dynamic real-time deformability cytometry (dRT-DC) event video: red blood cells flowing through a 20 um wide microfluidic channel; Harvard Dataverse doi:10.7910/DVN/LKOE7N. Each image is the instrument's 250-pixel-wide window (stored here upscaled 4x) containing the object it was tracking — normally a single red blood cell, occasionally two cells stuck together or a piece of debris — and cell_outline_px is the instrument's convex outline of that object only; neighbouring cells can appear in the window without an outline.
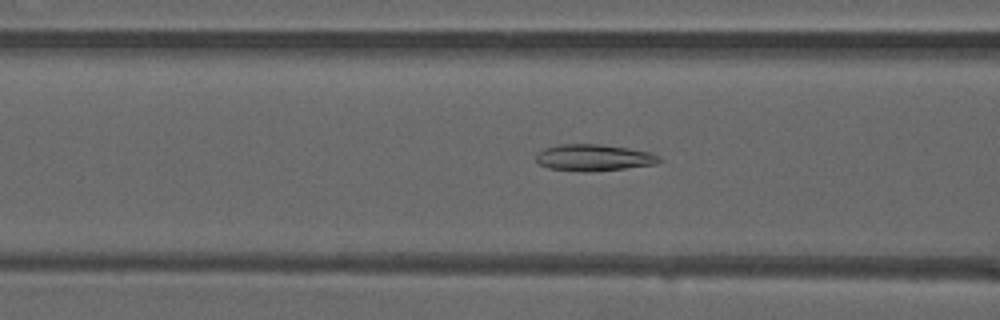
{"species": "common noctule bat (a hibernating species)", "species_latin": "Nyctalus noctula", "temperature_condition": "warm", "stored_images_in_passage": 41, "camera_frame_rate_fps": 3000, "um_per_image_px": 0.085, "animal": {"sex": "male", "forearm_length_mm": 52.5}, "frame": {"image": 1, "passage_image": 10, "time_ms": 3.0, "image_size_px": [1000, 320], "cell_outline_px": [[664, 160], [656, 164], [624, 168], [588, 172], [584, 172], [548, 168], [540, 164], [536, 160], [536, 152], [544, 148], [560, 144], [600, 144], [628, 148], [652, 152], [660, 156]], "centroid_in_image_um": [50.49, 13.39], "position_along_channel_um": 116.1, "area_um2": 19.25}}
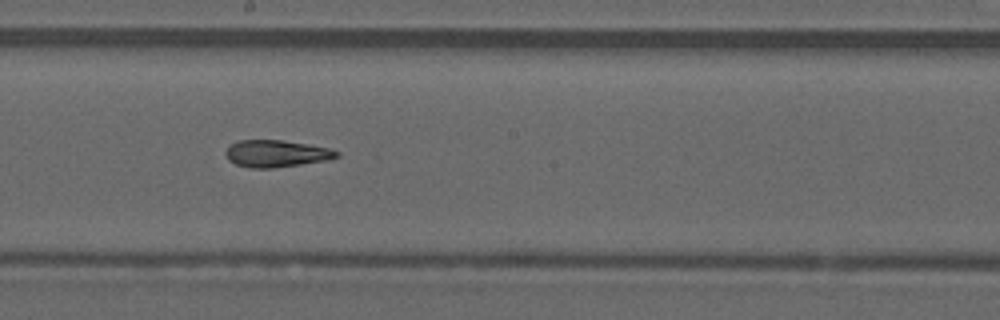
{"frame": {"image": 2, "passage_image": 18, "time_ms": 5.667, "image_size_px": [1000, 320], "cell_outline_px": [[340, 156], [328, 160], [272, 168], [252, 168], [236, 164], [228, 160], [224, 152], [232, 144], [240, 140], [280, 140], [308, 144], [328, 148], [340, 152]], "centroid_in_image_um": [23.5, 13.05], "position_along_channel_um": 224.7, "area_um2": 17.34}}
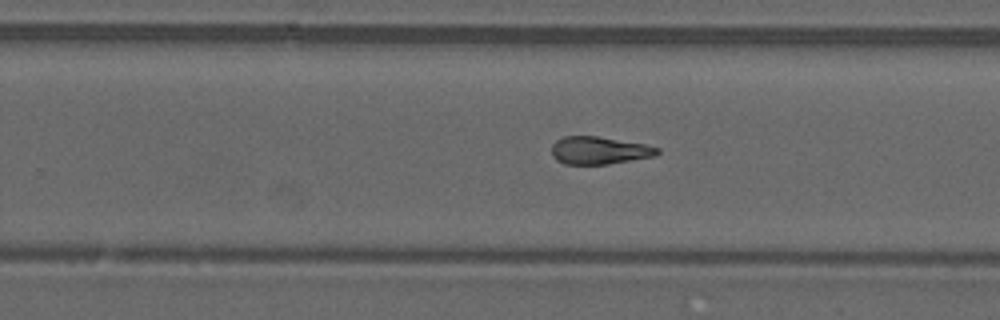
{"frame": {"image": 3, "passage_image": 22, "time_ms": 7.0, "image_size_px": [1000, 320], "cell_outline_px": [[660, 152], [656, 156], [608, 164], [564, 164], [556, 160], [552, 156], [552, 144], [556, 140], [564, 136], [596, 136], [644, 144], [660, 148]], "centroid_in_image_um": [50.92, 12.79], "position_along_channel_um": 278.9, "area_um2": 17.05}, "authors_computed_cell_mechanics": {"area_um2": 17.7446, "velocity_mm_per_s": 4.082, "shape_relaxation_time_tau1_ms": null, "shape_relaxation_time_tau2_ms": 2.8917, "deformation_change_tau1": null, "deformation_change_tau2": 0.119}}